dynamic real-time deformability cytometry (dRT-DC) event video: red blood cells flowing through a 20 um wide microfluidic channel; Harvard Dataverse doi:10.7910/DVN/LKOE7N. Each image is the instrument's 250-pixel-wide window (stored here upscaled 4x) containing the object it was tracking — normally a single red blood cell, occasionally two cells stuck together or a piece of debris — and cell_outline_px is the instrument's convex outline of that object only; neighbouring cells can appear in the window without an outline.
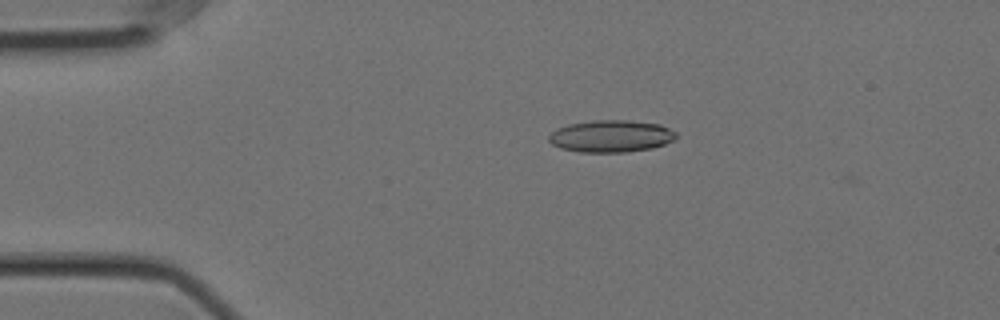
{"species": "Egyptian fruit bat (a non-hibernating species)", "species_latin": "Rousettus aegyptiacus", "temperature_condition": "cold", "stored_images_in_passage": 55, "camera_frame_rate_fps": 3000, "um_per_image_px": 0.085, "animal": {"sex": "female"}, "frame": {"image": 1, "passage_image": 10, "time_ms": 3.0, "image_size_px": [1000, 320], "cell_outline_px": [[676, 136], [672, 140], [664, 144], [652, 148], [624, 152], [580, 152], [560, 148], [552, 144], [548, 140], [548, 136], [556, 128], [568, 124], [592, 120], [628, 120], [660, 124], [676, 132]], "centroid_in_image_um": [51.9, 11.57], "position_along_channel_um": 33.1, "area_um2": 23.81}}
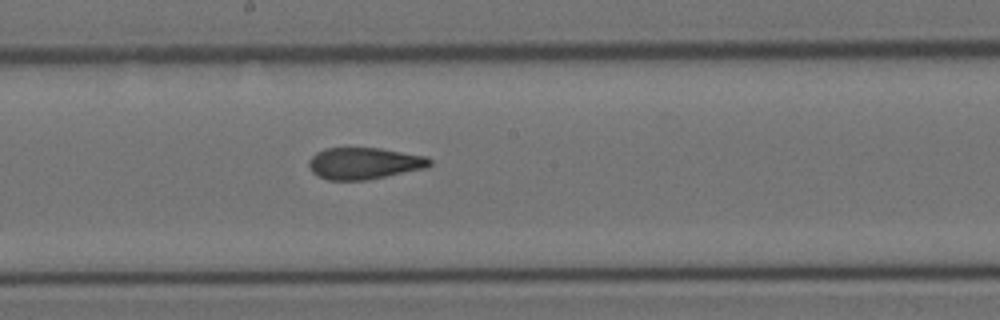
{"frame": {"image": 2, "passage_image": 29, "time_ms": 9.333, "image_size_px": [1000, 320], "cell_outline_px": [[432, 164], [424, 168], [368, 180], [328, 180], [312, 172], [308, 164], [308, 160], [316, 152], [324, 148], [380, 148], [428, 156], [432, 160]], "centroid_in_image_um": [30.96, 13.87], "position_along_channel_um": 217.2, "area_um2": 22.37}}
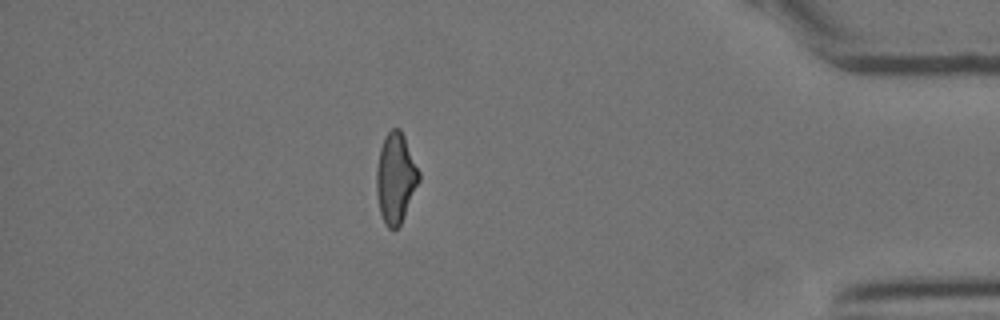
{"frame": {"image": 3, "passage_image": 48, "time_ms": 15.667, "image_size_px": [1000, 320], "cell_outline_px": [[420, 180], [400, 224], [396, 228], [388, 228], [384, 224], [380, 212], [376, 192], [376, 168], [380, 148], [384, 136], [392, 128], [400, 128], [404, 136], [420, 172]], "centroid_in_image_um": [33.61, 15.11], "position_along_channel_um": 401.6, "area_um2": 22.25}, "authors_computed_cell_mechanics": {"area_um2": 22.831, "velocity_mm_per_s": 3.5726, "shape_relaxation_time_tau1_ms": null, "shape_relaxation_time_tau2_ms": 2.1409, "deformation_change_tau1": null, "deformation_change_tau2": 0.1067}}